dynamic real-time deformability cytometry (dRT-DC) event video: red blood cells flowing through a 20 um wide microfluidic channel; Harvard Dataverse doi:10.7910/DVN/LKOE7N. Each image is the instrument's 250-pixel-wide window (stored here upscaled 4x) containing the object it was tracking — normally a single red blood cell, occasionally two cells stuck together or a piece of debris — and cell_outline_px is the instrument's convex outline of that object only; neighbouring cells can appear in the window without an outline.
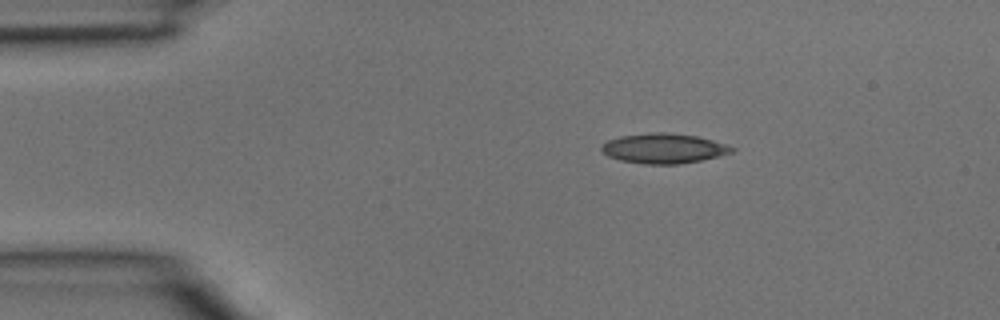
{"species": "common noctule bat (a hibernating species)", "species_latin": "Nyctalus noctula", "temperature_condition": "room temperature", "stored_images_in_passage": 3, "camera_frame_rate_fps": 3000, "um_per_image_px": 0.085, "animal": {"sex": "male", "body_mass_g": 15.6}, "frame": {"image": 1, "passage_image": 1, "time_ms": 0.0, "image_size_px": [1000, 320], "cell_outline_px": [[736, 148], [732, 152], [700, 160], [680, 164], [644, 164], [620, 160], [608, 156], [600, 148], [608, 140], [620, 136], [652, 132], [668, 132], [696, 136], [712, 140]], "centroid_in_image_um": [56.39, 12.61], "position_along_channel_um": 28.6, "area_um2": 22.48}}
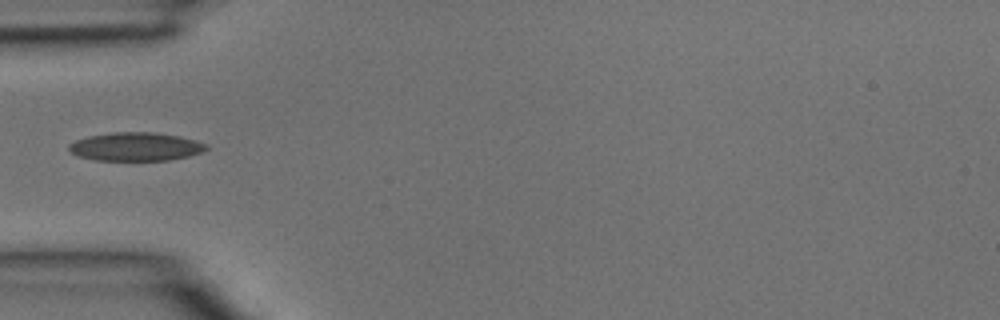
{"frame": {"image": 2, "passage_image": 3, "time_ms": 0.667, "image_size_px": [1000, 320], "cell_outline_px": [[208, 148], [204, 152], [188, 156], [168, 160], [96, 160], [76, 156], [68, 148], [68, 144], [76, 140], [88, 136], [112, 132], [152, 132], [180, 136], [196, 140], [208, 144]], "centroid_in_image_um": [11.55, 12.46], "position_along_channel_um": 73.4, "area_um2": 22.89}}